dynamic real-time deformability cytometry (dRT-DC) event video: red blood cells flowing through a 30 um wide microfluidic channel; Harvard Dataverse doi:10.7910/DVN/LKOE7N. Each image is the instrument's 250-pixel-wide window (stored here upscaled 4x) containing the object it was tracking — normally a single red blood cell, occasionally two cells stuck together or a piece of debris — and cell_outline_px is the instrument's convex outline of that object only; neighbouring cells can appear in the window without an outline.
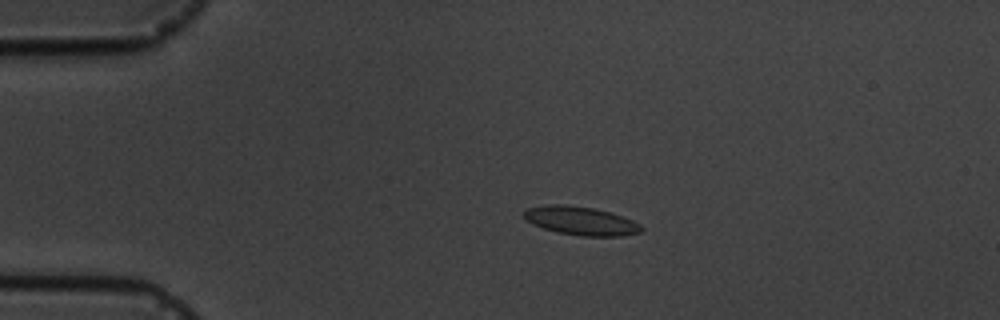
{"species": "common noctule bat (a hibernating species)", "species_latin": "Nyctalus noctula", "temperature_condition": "cold", "stored_images_in_passage": 5, "camera_frame_rate_fps": 3000, "um_per_image_px": 0.085, "animal": {"sex": "male", "body_mass_g": 19.5, "forearm_length_mm": 54.6}, "frame": {"image": 1, "passage_image": 4, "time_ms": 3.333, "image_size_px": [1000, 320], "cell_outline_px": [[644, 228], [640, 232], [624, 236], [580, 236], [556, 232], [532, 224], [524, 216], [524, 212], [528, 208], [548, 204], [564, 204], [592, 208], [608, 212], [632, 220], [640, 224]], "centroid_in_image_um": [49.38, 18.78], "position_along_channel_um": 35.6, "area_um2": 19.36}}